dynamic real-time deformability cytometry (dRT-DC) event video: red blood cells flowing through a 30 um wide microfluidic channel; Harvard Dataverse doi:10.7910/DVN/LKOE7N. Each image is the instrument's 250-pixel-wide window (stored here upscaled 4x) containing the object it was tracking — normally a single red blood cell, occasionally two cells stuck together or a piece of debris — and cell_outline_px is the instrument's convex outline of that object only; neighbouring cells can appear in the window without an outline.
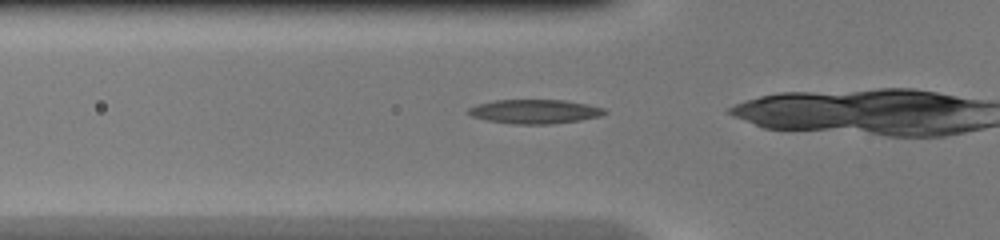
{"species": "common noctule bat (a hibernating species)", "species_latin": "Nyctalus noctula", "temperature_condition": "warm", "stored_images_in_passage": 15, "camera_frame_rate_fps": 3000, "um_per_image_px": 0.085, "animal": {"sex": "female", "body_mass_g": 20.0, "forearm_length_mm": 54.0}, "frame": {"image": 1, "passage_image": 12, "time_ms": 3.667, "image_size_px": [1000, 240], "cell_outline_px": [[608, 112], [600, 116], [580, 120], [552, 124], [512, 124], [488, 120], [472, 116], [468, 112], [468, 108], [476, 104], [496, 100], [564, 100], [588, 104], [604, 108]], "centroid_in_image_um": [45.47, 9.48], "position_along_channel_um": 80.3, "area_um2": 19.13}}